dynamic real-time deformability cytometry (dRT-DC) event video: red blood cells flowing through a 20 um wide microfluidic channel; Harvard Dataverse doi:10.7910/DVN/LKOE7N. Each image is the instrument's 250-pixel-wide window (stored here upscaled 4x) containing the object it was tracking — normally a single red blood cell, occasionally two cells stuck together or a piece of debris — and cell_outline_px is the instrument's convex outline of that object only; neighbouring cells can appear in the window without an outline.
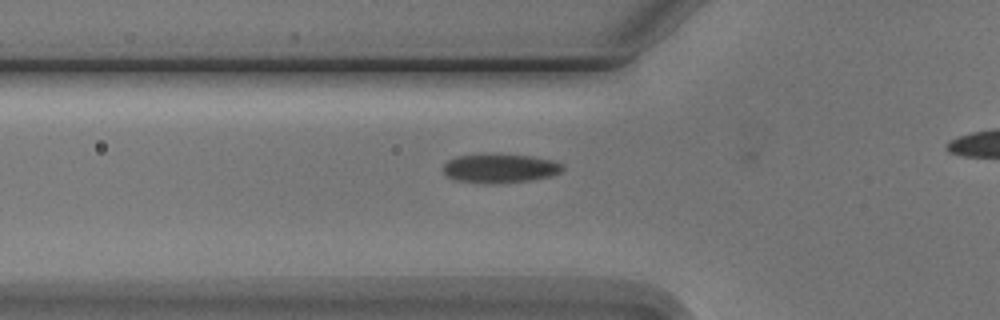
{"species": "Egyptian fruit bat (a non-hibernating species)", "species_latin": "Rousettus aegyptiacus", "temperature_condition": "cold", "stored_images_in_passage": 5, "camera_frame_rate_fps": 3000, "um_per_image_px": 0.085, "animal": {"sex": "male"}, "frame": {"image": 1, "passage_image": 5, "time_ms": 4.667, "image_size_px": [1000, 320], "cell_outline_px": [[564, 168], [560, 172], [548, 176], [532, 180], [456, 180], [448, 176], [440, 168], [448, 160], [456, 156], [484, 152], [532, 156], [552, 160], [564, 164]], "centroid_in_image_um": [42.49, 14.21], "position_along_channel_um": 83.3, "area_um2": 19.59}}